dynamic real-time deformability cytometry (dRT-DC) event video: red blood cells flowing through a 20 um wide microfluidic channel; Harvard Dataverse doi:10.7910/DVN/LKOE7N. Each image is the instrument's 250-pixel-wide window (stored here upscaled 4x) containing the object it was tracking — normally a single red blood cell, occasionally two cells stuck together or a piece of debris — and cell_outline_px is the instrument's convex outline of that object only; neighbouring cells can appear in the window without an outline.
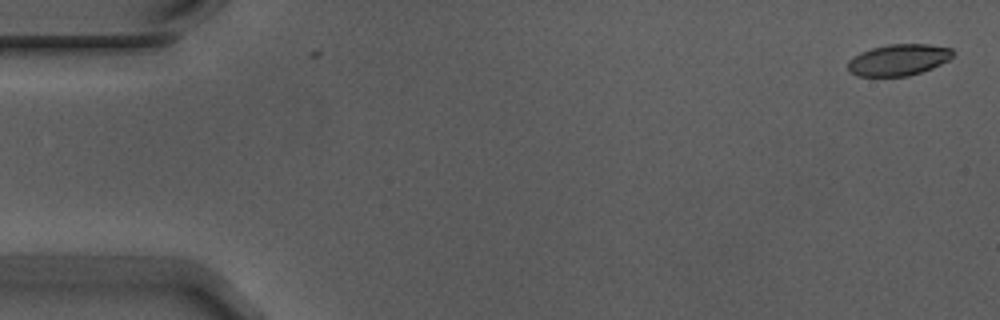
{"species": "Egyptian fruit bat (a non-hibernating species)", "species_latin": "Rousettus aegyptiacus", "temperature_condition": "warm", "stored_images_in_passage": 56, "camera_frame_rate_fps": 3000, "um_per_image_px": 0.085, "animal": {"sex": "male"}, "frame": {"image": 1, "passage_image": 2, "time_ms": 0.333, "image_size_px": [1000, 320], "cell_outline_px": [[956, 52], [948, 60], [932, 68], [908, 76], [860, 76], [848, 72], [848, 60], [852, 56], [860, 52], [872, 48], [888, 44], [928, 44], [952, 48]], "centroid_in_image_um": [76.36, 5.08], "position_along_channel_um": 8.6, "area_um2": 19.31}}
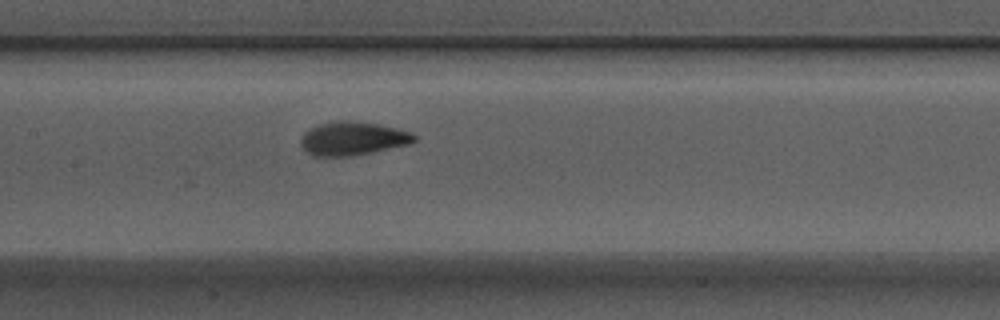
{"frame": {"image": 2, "passage_image": 27, "time_ms": 8.667, "image_size_px": [1000, 320], "cell_outline_px": [[416, 140], [412, 144], [352, 156], [312, 156], [300, 144], [300, 140], [304, 132], [308, 128], [316, 124], [340, 120], [348, 120], [376, 124], [396, 128], [412, 132], [416, 136]], "centroid_in_image_um": [29.98, 11.77], "position_along_channel_um": 177.4, "area_um2": 22.37}}
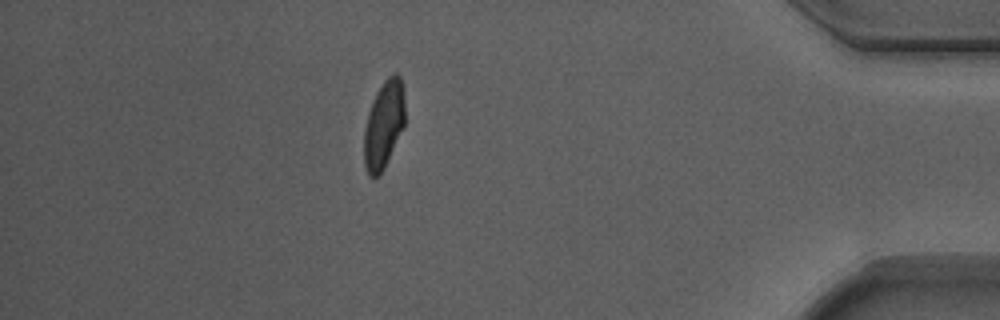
{"frame": {"image": 3, "passage_image": 49, "time_ms": 16.0, "image_size_px": [1000, 320], "cell_outline_px": [[404, 124], [384, 168], [372, 180], [368, 176], [364, 164], [364, 132], [368, 112], [376, 92], [384, 80], [388, 76], [396, 72], [400, 76], [404, 92]], "centroid_in_image_um": [32.61, 10.57], "position_along_channel_um": 402.6, "area_um2": 20.75}, "authors_computed_cell_mechanics": {"area_um2": 21.2704, "velocity_mm_per_s": 3.7122, "shape_relaxation_time_tau1_ms": 3.744, "shape_relaxation_time_tau2_ms": 0.9082, "deformation_change_tau1": 0.1633, "deformation_change_tau2": 0.0635}}